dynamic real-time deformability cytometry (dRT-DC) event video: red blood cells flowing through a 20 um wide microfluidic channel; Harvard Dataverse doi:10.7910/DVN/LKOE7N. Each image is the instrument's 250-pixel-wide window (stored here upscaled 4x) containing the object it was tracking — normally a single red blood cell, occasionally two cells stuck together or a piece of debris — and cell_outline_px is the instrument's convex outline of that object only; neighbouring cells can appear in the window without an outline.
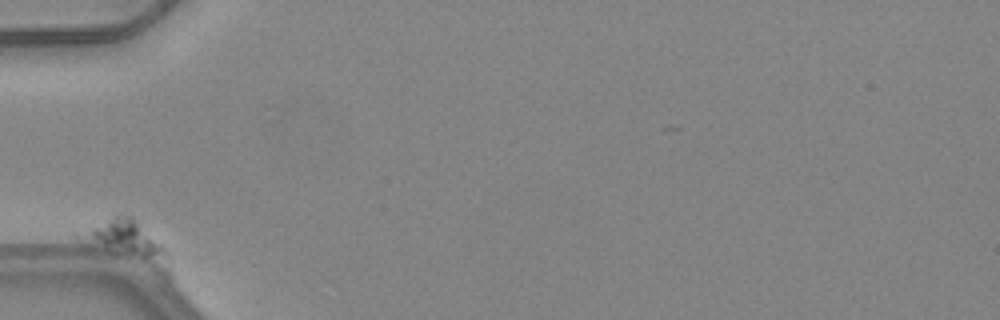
{"species": "common noctule bat (a hibernating species)", "species_latin": "Nyctalus noctula", "temperature_condition": "warm", "stored_images_in_passage": 41, "camera_frame_rate_fps": 3000, "um_per_image_px": 0.085, "animal": {"sex": "female", "body_mass_g": 24.6, "forearm_length_mm": 56.2}, "frame": {"image": 1, "passage_image": 1, "time_ms": 0.0, "image_size_px": [1000, 320], "cell_outline_px": [[172, 280], [168, 280], [76, 240], [72, 236], [72, 232], [116, 216], [132, 216], [164, 248], [168, 256], [172, 272]], "centroid_in_image_um": [10.83, 20.75], "position_along_channel_um": 74.2, "area_um2": 23.06}}
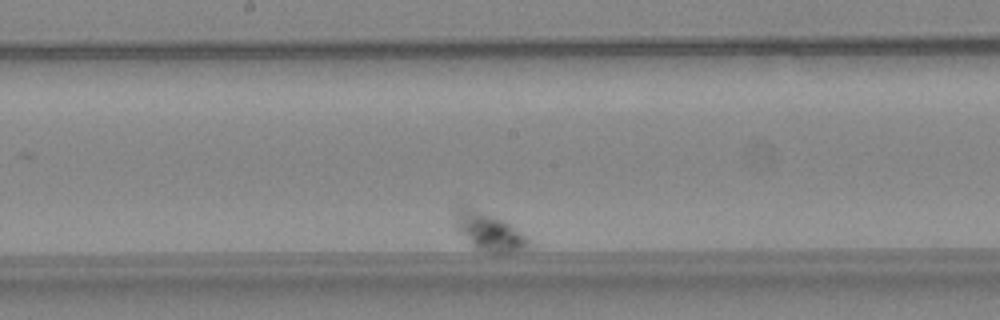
{"frame": {"image": 2, "passage_image": 22, "time_ms": 7.0, "image_size_px": [1000, 320], "cell_outline_px": [[528, 244], [524, 248], [508, 252], [492, 252], [476, 248], [456, 228], [456, 208], [460, 204], [472, 208], [500, 220], [508, 224], [528, 236]], "centroid_in_image_um": [41.53, 19.67], "position_along_channel_um": 206.7, "area_um2": 15.26}}
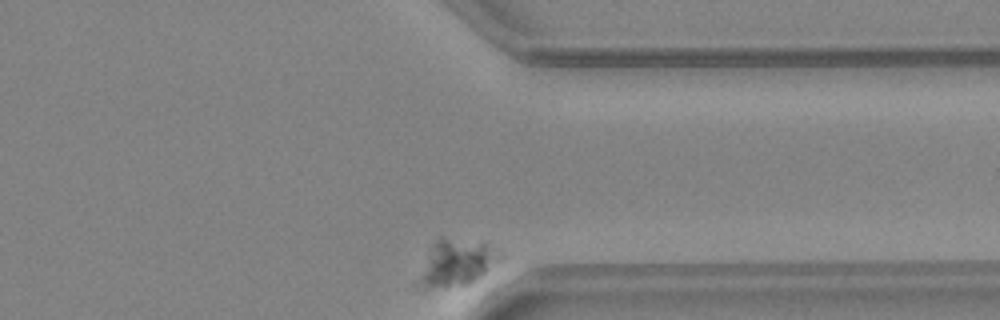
{"frame": {"image": 3, "passage_image": 41, "time_ms": 13.333, "image_size_px": [1000, 320], "cell_outline_px": [[508, 256], [504, 260], [468, 284], [444, 288], [416, 288], [412, 284], [432, 244], [436, 240], [488, 240], [500, 248]], "centroid_in_image_um": [38.86, 22.35], "position_along_channel_um": 372.5, "area_um2": 23.29}}